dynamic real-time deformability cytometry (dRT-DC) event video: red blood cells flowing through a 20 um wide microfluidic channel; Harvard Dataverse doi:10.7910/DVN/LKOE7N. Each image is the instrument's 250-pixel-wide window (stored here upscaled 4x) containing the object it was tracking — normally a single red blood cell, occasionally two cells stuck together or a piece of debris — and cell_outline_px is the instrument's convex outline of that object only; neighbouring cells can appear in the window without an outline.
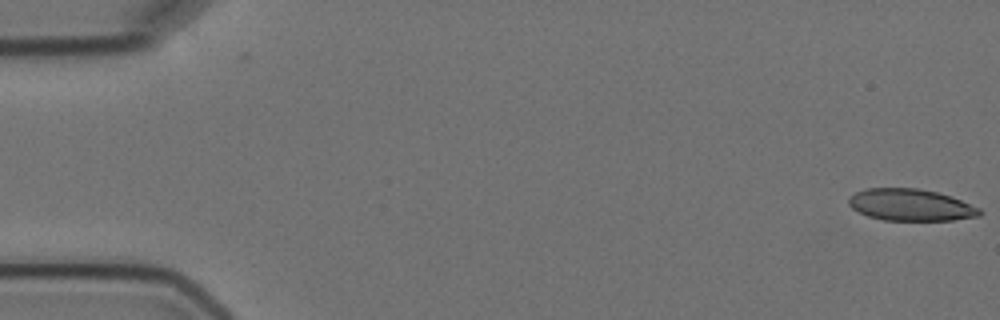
{"species": "Egyptian fruit bat (a non-hibernating species)", "species_latin": "Rousettus aegyptiacus", "temperature_condition": "cold", "stored_images_in_passage": 2, "camera_frame_rate_fps": 3000, "um_per_image_px": 0.085, "animal": {"sex": "female"}, "frame": {"image": 1, "passage_image": 2, "time_ms": 1.333, "image_size_px": [1000, 320], "cell_outline_px": [[984, 212], [980, 216], [952, 220], [884, 220], [868, 216], [852, 208], [848, 204], [848, 196], [864, 188], [916, 188], [936, 192], [960, 200], [980, 208]], "centroid_in_image_um": [77.39, 17.42], "position_along_channel_um": 7.6, "area_um2": 24.22}}